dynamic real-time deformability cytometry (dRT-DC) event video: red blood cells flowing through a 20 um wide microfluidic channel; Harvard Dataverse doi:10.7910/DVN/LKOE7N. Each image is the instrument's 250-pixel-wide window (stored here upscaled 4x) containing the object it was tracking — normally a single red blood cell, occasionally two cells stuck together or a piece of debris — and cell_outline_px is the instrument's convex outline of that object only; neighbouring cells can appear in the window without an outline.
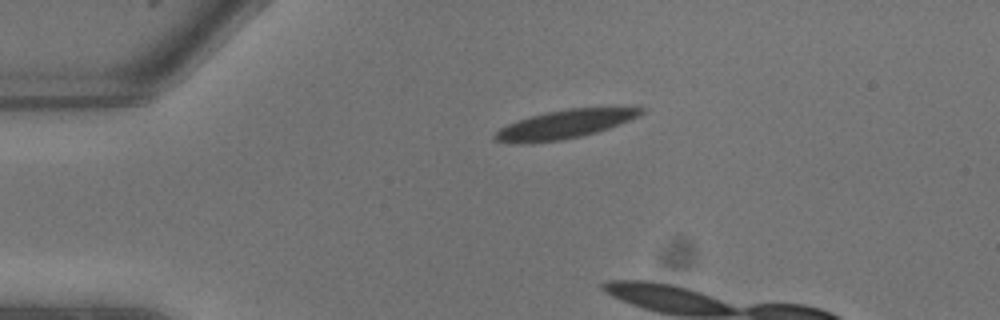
{"species": "common noctule bat (a hibernating species)", "species_latin": "Nyctalus noctula", "temperature_condition": "warm", "stored_images_in_passage": 1, "camera_frame_rate_fps": 3000, "um_per_image_px": 0.085, "animal": {"sex": "male", "body_mass_g": 13.3}, "frame": {"image": 1, "passage_image": 1, "time_ms": 0.0, "image_size_px": [1000, 320], "cell_outline_px": [[644, 112], [640, 116], [608, 128], [596, 132], [580, 136], [560, 140], [492, 140], [492, 136], [500, 128], [516, 120], [528, 116], [568, 108], [644, 108]], "centroid_in_image_um": [48.06, 10.51], "position_along_channel_um": 36.9, "area_um2": 23.12}}